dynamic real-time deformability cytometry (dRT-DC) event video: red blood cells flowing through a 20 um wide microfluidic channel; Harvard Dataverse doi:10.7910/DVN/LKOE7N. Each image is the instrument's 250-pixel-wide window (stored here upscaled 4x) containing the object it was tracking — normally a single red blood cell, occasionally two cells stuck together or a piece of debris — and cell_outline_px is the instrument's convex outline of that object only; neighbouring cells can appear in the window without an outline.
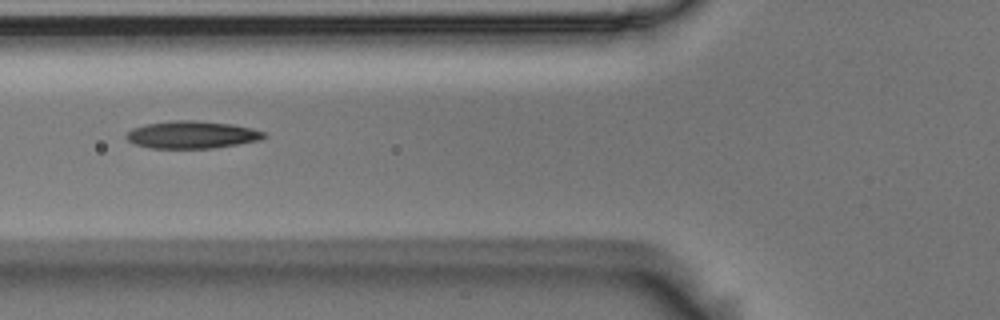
{"species": "Egyptian fruit bat (a non-hibernating species)", "species_latin": "Rousettus aegyptiacus", "temperature_condition": "room temperature", "stored_images_in_passage": 7, "camera_frame_rate_fps": 3000, "um_per_image_px": 0.085, "animal": {"sex": "male"}, "frame": {"image": 1, "passage_image": 3, "time_ms": 0.667, "image_size_px": [1000, 320], "cell_outline_px": [[268, 136], [260, 140], [212, 148], [152, 148], [136, 144], [128, 140], [124, 136], [132, 128], [144, 124], [172, 120], [196, 120], [232, 124], [252, 128], [264, 132]], "centroid_in_image_um": [16.31, 11.44], "position_along_channel_um": 109.5, "area_um2": 22.02}}
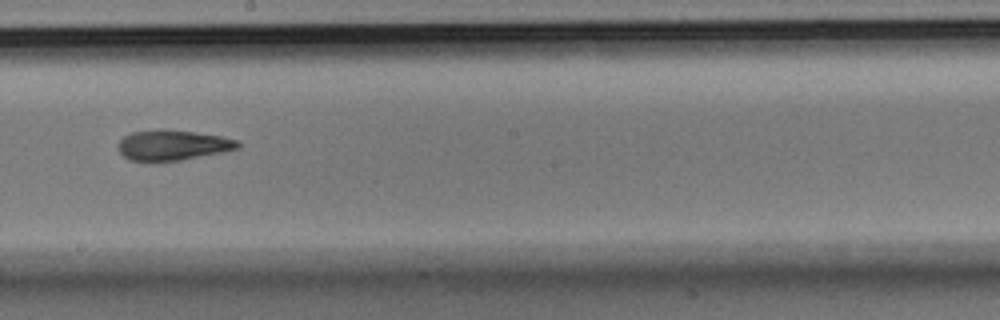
{"frame": {"image": 2, "passage_image": 6, "time_ms": 1.667, "image_size_px": [1000, 320], "cell_outline_px": [[240, 148], [224, 152], [180, 160], [156, 164], [128, 160], [116, 148], [116, 144], [124, 136], [132, 132], [160, 128], [164, 128], [220, 136], [240, 140]], "centroid_in_image_um": [14.62, 12.36], "position_along_channel_um": 233.6, "area_um2": 21.96}}
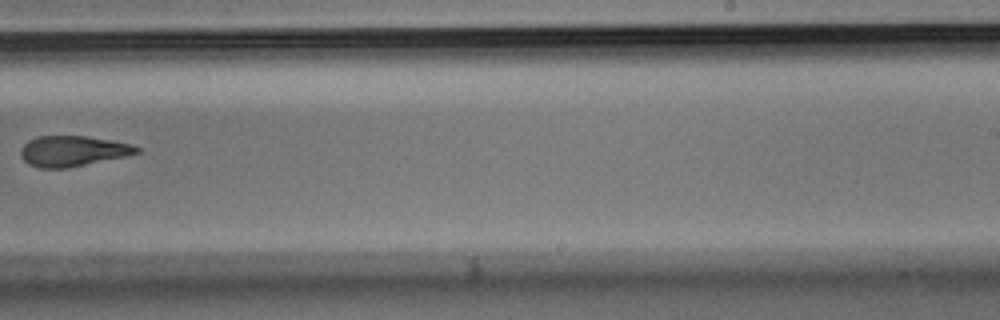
{"frame": {"image": 3, "passage_image": 7, "time_ms": 2.0, "image_size_px": [1000, 320], "cell_outline_px": [[140, 152], [124, 156], [68, 168], [40, 168], [28, 164], [24, 160], [20, 152], [24, 144], [28, 140], [36, 136], [84, 136], [112, 140], [132, 144], [140, 148]], "centroid_in_image_um": [6.17, 12.83], "position_along_channel_um": 282.8, "area_um2": 20.52}}